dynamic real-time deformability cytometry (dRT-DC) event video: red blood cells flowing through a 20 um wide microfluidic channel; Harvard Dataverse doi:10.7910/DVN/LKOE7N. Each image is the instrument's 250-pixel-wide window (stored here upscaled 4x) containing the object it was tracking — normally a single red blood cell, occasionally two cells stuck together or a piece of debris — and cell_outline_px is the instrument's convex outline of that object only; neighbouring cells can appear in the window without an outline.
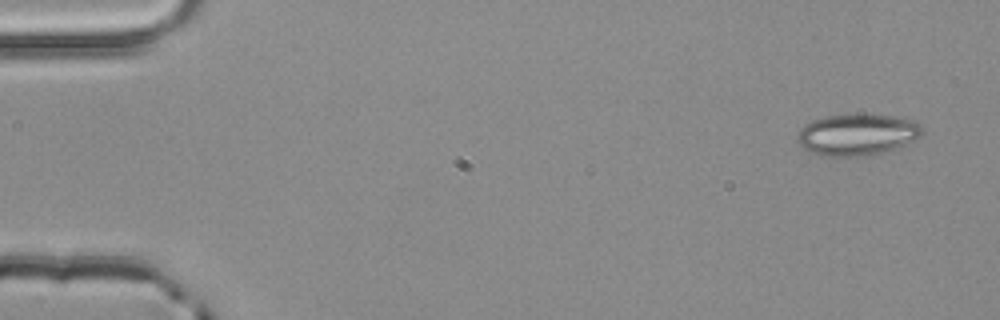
{"species": "common noctule bat (a hibernating species)", "species_latin": "Nyctalus noctula", "temperature_condition": "room temperature", "stored_images_in_passage": 3, "camera_frame_rate_fps": 3000, "um_per_image_px": 0.085, "animal": {"sex": "male", "body_mass_g": 20.4}, "frame": {"image": 1, "passage_image": 1, "time_ms": 0.0, "image_size_px": [1000, 320], "cell_outline_px": [[924, 132], [920, 136], [896, 148], [880, 152], [860, 156], [824, 156], [812, 152], [804, 148], [796, 140], [796, 136], [800, 128], [804, 124], [812, 120], [824, 116], [896, 116], [912, 120], [920, 124], [924, 128]], "centroid_in_image_um": [72.83, 11.45], "position_along_channel_um": 12.2, "area_um2": 29.59}}